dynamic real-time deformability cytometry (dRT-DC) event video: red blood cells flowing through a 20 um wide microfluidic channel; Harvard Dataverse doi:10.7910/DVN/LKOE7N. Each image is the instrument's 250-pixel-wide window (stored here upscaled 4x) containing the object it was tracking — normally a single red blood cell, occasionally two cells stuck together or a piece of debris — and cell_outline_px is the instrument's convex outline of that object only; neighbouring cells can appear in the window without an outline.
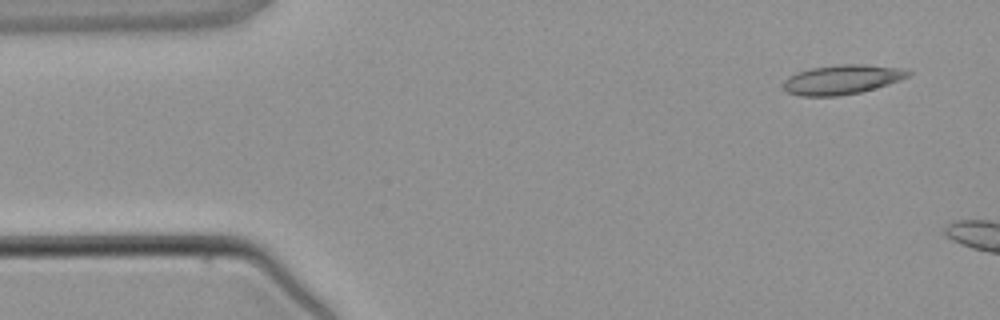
{"species": "common noctule bat (a hibernating species)", "species_latin": "Nyctalus noctula", "temperature_condition": "warm", "stored_images_in_passage": 4, "camera_frame_rate_fps": 3000, "um_per_image_px": 0.085, "animal": {"sex": "male", "body_mass_g": 21.5, "forearm_length_mm": 52.0}, "frame": {"image": 1, "passage_image": 1, "time_ms": 0.0, "image_size_px": [1000, 320], "cell_outline_px": [[912, 72], [908, 76], [888, 84], [860, 92], [836, 96], [800, 96], [788, 92], [784, 88], [784, 80], [788, 76], [796, 72], [812, 68], [840, 64], [864, 64], [900, 68]], "centroid_in_image_um": [71.54, 6.76], "position_along_channel_um": 13.5, "area_um2": 21.21}}